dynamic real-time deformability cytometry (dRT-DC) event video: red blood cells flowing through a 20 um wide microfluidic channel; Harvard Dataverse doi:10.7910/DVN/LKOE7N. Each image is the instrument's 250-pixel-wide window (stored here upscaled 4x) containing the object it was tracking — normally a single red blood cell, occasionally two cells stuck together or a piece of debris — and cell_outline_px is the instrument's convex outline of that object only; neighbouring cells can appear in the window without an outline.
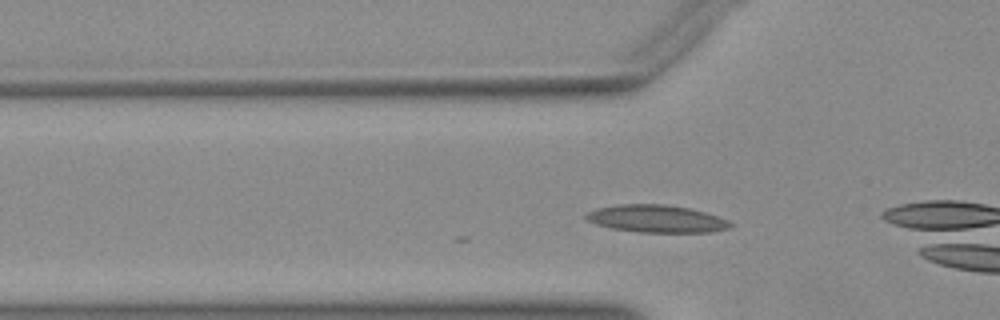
{"species": "Egyptian fruit bat (a non-hibernating species)", "species_latin": "Rousettus aegyptiacus", "temperature_condition": "warm", "stored_images_in_passage": 4, "camera_frame_rate_fps": 3000, "um_per_image_px": 0.085, "animal": {"sex": "female"}, "frame": {"image": 1, "passage_image": 2, "time_ms": 0.333, "image_size_px": [1000, 320], "cell_outline_px": [[732, 228], [712, 232], [640, 232], [612, 228], [596, 224], [588, 220], [584, 216], [588, 212], [596, 208], [620, 204], [664, 204], [688, 208], [704, 212], [728, 220], [732, 224]], "centroid_in_image_um": [55.81, 18.59], "position_along_channel_um": 70.0, "area_um2": 22.95}}